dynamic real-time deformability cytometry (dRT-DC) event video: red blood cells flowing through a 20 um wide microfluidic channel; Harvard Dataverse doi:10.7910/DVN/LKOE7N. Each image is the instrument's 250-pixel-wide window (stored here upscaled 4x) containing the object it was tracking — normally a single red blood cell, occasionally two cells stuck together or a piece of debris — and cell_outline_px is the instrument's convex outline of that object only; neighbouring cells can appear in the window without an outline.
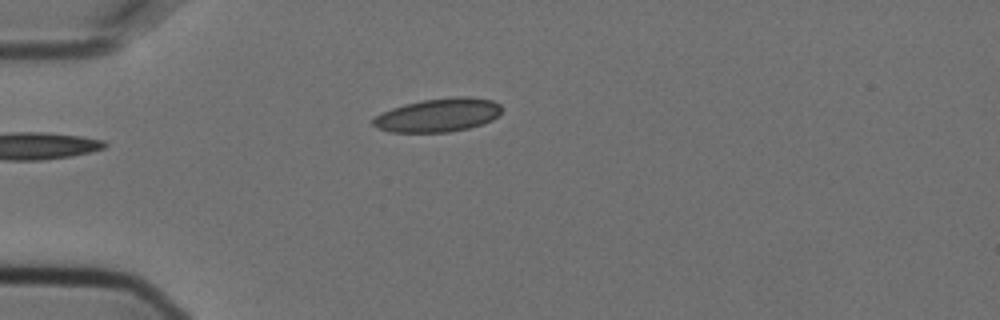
{"species": "Egyptian fruit bat (a non-hibernating species)", "species_latin": "Rousettus aegyptiacus", "temperature_condition": "cold", "stored_images_in_passage": 4, "camera_frame_rate_fps": 3000, "um_per_image_px": 0.085, "animal": {"sex": "female"}, "frame": {"image": 1, "passage_image": 4, "time_ms": 1.0, "image_size_px": [1000, 320], "cell_outline_px": [[500, 112], [492, 120], [468, 128], [448, 132], [388, 132], [372, 124], [372, 120], [376, 116], [392, 108], [404, 104], [424, 100], [456, 96], [468, 96], [492, 100], [500, 104]], "centroid_in_image_um": [37.24, 9.78], "position_along_channel_um": 47.8, "area_um2": 24.85}}